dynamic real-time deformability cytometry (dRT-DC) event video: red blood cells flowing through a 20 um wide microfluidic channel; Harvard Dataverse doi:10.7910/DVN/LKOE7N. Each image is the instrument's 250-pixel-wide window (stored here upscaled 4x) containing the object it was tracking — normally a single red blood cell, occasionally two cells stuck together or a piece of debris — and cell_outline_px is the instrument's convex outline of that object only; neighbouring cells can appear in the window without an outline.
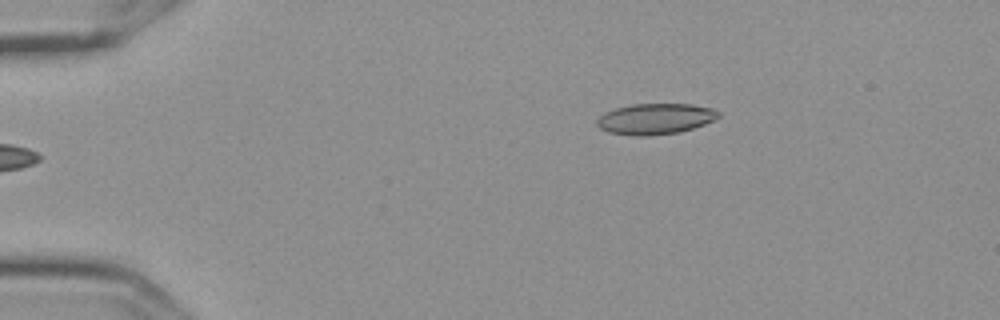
{"species": "Egyptian fruit bat (a non-hibernating species)", "species_latin": "Rousettus aegyptiacus", "temperature_condition": "cold", "stored_images_in_passage": 4, "camera_frame_rate_fps": 3000, "um_per_image_px": 0.085, "frame": {"image": 1, "passage_image": 4, "time_ms": 1.0, "image_size_px": [1000, 320], "cell_outline_px": [[720, 116], [704, 124], [680, 132], [644, 136], [636, 136], [608, 132], [600, 128], [596, 124], [596, 120], [604, 112], [616, 108], [632, 104], [692, 104], [712, 108], [720, 112]], "centroid_in_image_um": [55.68, 10.1], "position_along_channel_um": 29.3, "area_um2": 21.79}}